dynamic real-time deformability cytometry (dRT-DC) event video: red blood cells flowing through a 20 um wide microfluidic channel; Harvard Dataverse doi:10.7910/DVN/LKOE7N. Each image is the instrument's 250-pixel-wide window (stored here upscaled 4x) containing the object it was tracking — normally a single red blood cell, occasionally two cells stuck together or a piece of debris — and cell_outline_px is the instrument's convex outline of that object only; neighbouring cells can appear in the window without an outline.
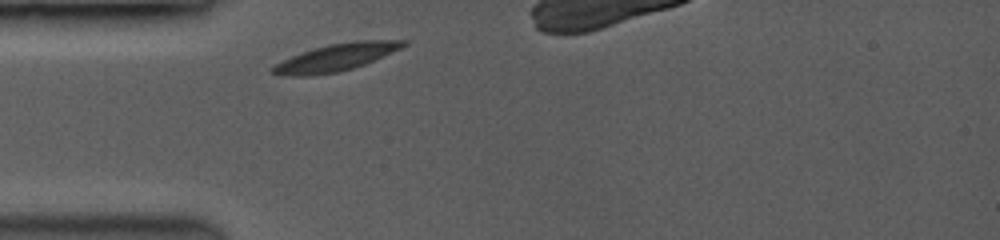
{"species": "common noctule bat (a hibernating species)", "species_latin": "Nyctalus noctula", "temperature_condition": "room temperature", "stored_images_in_passage": 19, "camera_frame_rate_fps": 3500, "um_per_image_px": 0.085, "animal": {"sex": "female", "body_mass_g": 19.0, "forearm_length_mm": 53.3}, "frame": {"image": 1, "passage_image": 1, "time_ms": 0.0, "image_size_px": [1000, 240], "cell_outline_px": [[408, 44], [400, 48], [364, 64], [352, 68], [336, 72], [304, 76], [288, 76], [272, 72], [272, 68], [276, 64], [292, 56], [312, 48], [328, 44], [352, 40], [408, 40]], "centroid_in_image_um": [28.58, 4.85], "position_along_channel_um": 56.4, "area_um2": 20.35}}
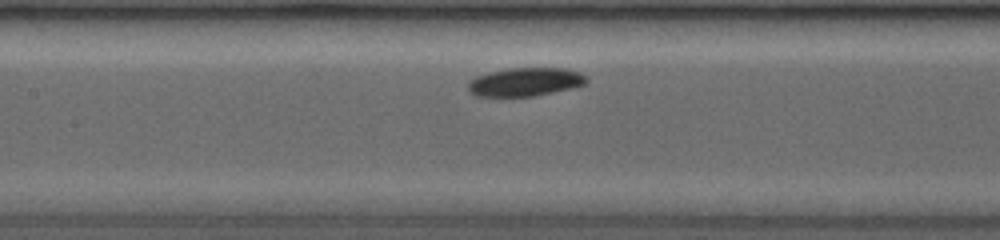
{"frame": {"image": 2, "passage_image": 9, "time_ms": 2.857, "image_size_px": [1000, 240], "cell_outline_px": [[588, 80], [584, 84], [568, 88], [532, 96], [480, 96], [472, 92], [468, 88], [468, 80], [476, 76], [488, 72], [508, 68], [564, 68], [580, 72]], "centroid_in_image_um": [44.6, 6.94], "position_along_channel_um": 162.8, "area_um2": 19.31}}